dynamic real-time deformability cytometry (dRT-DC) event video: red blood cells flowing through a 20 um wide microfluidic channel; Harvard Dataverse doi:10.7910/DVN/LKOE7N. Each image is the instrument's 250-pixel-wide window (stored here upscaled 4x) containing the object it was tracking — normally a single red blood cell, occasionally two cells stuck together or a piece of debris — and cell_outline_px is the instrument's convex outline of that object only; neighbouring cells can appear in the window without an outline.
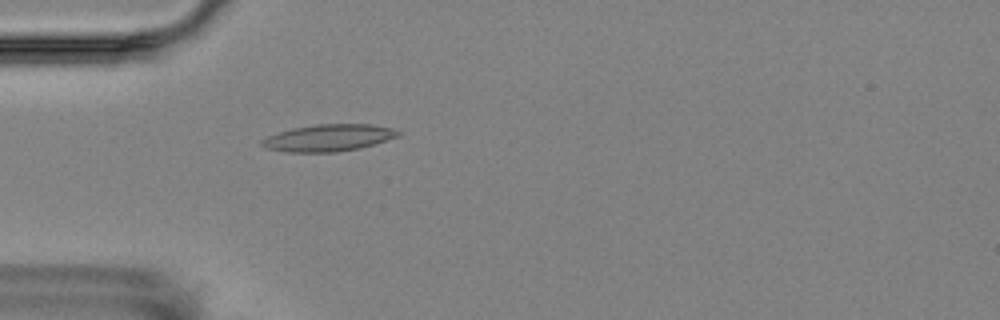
{"species": "Egyptian fruit bat (a non-hibernating species)", "species_latin": "Rousettus aegyptiacus", "temperature_condition": "room temperature", "stored_images_in_passage": 5, "camera_frame_rate_fps": 3000, "um_per_image_px": 0.085, "animal": {"sex": "female"}, "frame": {"image": 1, "passage_image": 5, "time_ms": 4.667, "image_size_px": [1000, 320], "cell_outline_px": [[400, 136], [360, 148], [336, 152], [284, 152], [264, 148], [260, 144], [260, 140], [268, 136], [292, 128], [316, 124], [372, 124], [392, 128], [400, 132]], "centroid_in_image_um": [27.9, 11.72], "position_along_channel_um": 57.1, "area_um2": 21.44}}